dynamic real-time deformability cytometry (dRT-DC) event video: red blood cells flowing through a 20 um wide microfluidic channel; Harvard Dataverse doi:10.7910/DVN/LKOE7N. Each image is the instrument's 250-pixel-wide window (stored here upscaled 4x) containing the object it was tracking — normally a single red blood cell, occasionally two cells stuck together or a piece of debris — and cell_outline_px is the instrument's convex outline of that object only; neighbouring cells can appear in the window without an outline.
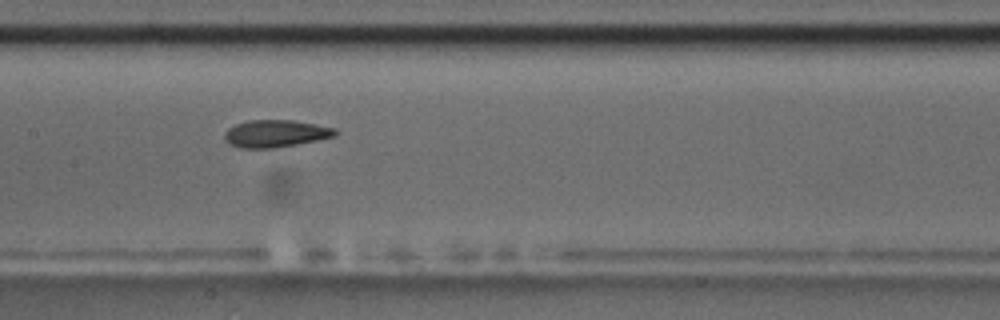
{"species": "common noctule bat (a hibernating species)", "species_latin": "Nyctalus noctula", "temperature_condition": "room temperature", "stored_images_in_passage": 6, "camera_frame_rate_fps": 3000, "um_per_image_px": 0.085, "animal": {"sex": "male", "body_mass_g": 17.5, "forearm_length_mm": 52.3}, "frame": {"image": 1, "passage_image": 5, "time_ms": 6.333, "image_size_px": [1000, 320], "cell_outline_px": [[340, 132], [336, 136], [296, 144], [272, 148], [240, 148], [228, 144], [224, 140], [224, 132], [228, 128], [236, 124], [248, 120], [292, 120], [316, 124], [336, 128]], "centroid_in_image_um": [23.41, 11.35], "position_along_channel_um": 184.0, "area_um2": 17.74}}
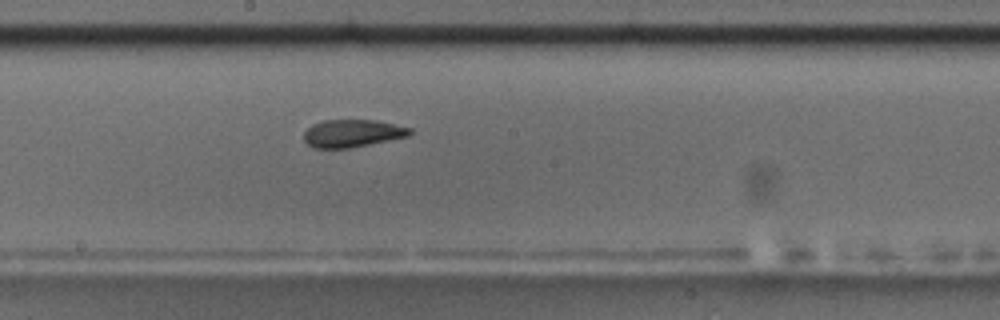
{"frame": {"image": 2, "passage_image": 6, "time_ms": 7.333, "image_size_px": [1000, 320], "cell_outline_px": [[412, 132], [408, 136], [348, 148], [312, 148], [304, 140], [304, 132], [312, 124], [324, 120], [376, 120], [412, 128]], "centroid_in_image_um": [29.93, 11.32], "position_along_channel_um": 218.3, "area_um2": 16.94}}